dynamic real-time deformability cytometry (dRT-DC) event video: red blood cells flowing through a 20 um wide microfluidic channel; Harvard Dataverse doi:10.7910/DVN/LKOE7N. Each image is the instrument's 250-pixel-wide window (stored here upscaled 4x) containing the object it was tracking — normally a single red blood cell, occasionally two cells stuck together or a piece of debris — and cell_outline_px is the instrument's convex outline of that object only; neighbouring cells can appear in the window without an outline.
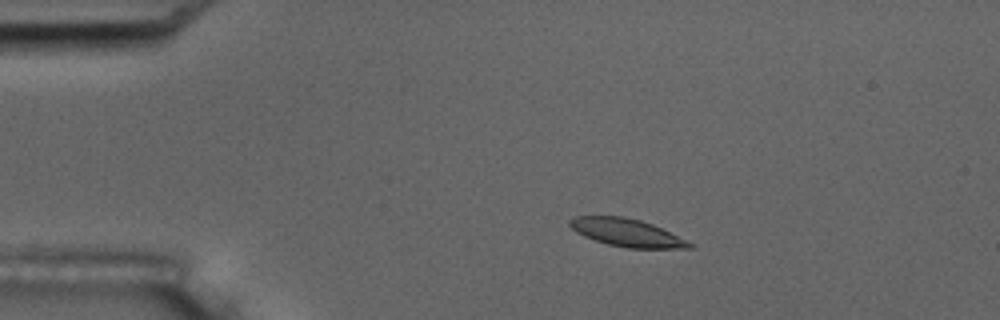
{"species": "common noctule bat (a hibernating species)", "species_latin": "Nyctalus noctula", "temperature_condition": "room temperature", "stored_images_in_passage": 8, "camera_frame_rate_fps": 3000, "um_per_image_px": 0.085, "animal": {"sex": "male", "body_mass_g": 17.5, "forearm_length_mm": 52.3}, "frame": {"image": 1, "passage_image": 3, "time_ms": 2.333, "image_size_px": [1000, 320], "cell_outline_px": [[696, 248], [628, 248], [608, 244], [584, 236], [576, 232], [568, 224], [568, 220], [576, 216], [624, 216], [640, 220], [652, 224], [692, 244]], "centroid_in_image_um": [53.22, 19.76], "position_along_channel_um": 31.8, "area_um2": 19.02}}
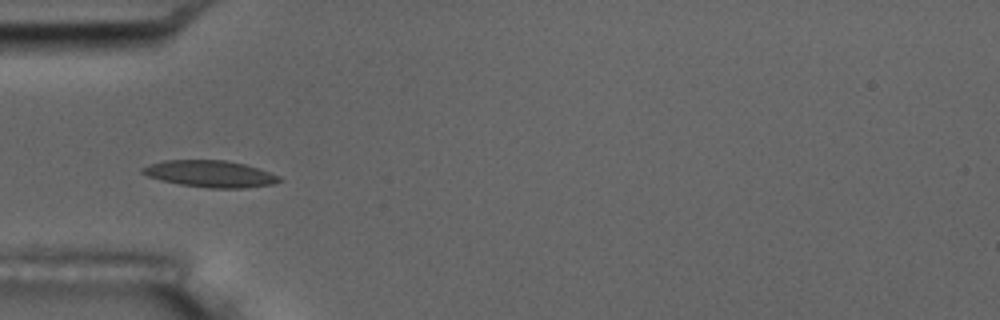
{"frame": {"image": 2, "passage_image": 5, "time_ms": 4.667, "image_size_px": [1000, 320], "cell_outline_px": [[284, 180], [272, 184], [244, 188], [208, 188], [180, 184], [160, 180], [148, 176], [140, 172], [140, 168], [148, 164], [164, 160], [224, 160], [244, 164], [280, 176]], "centroid_in_image_um": [17.83, 14.77], "position_along_channel_um": 67.2, "area_um2": 21.27}}
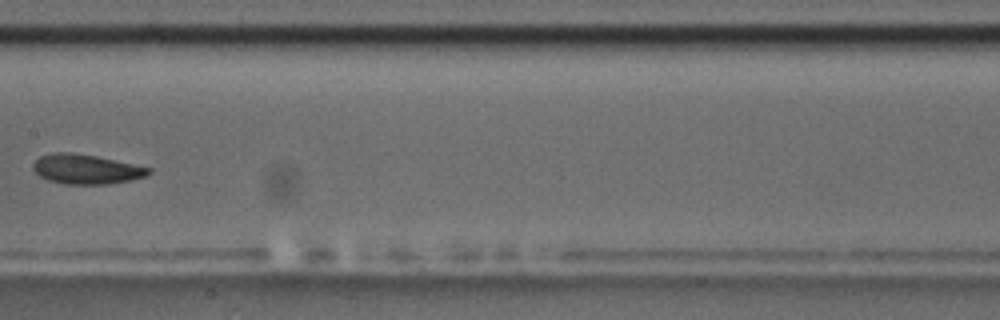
{"frame": {"image": 3, "passage_image": 8, "time_ms": 8.333, "image_size_px": [1000, 320], "cell_outline_px": [[152, 172], [148, 176], [132, 180], [108, 184], [64, 184], [48, 180], [40, 176], [32, 168], [32, 164], [40, 156], [52, 152], [72, 152], [96, 156], [152, 168]], "centroid_in_image_um": [7.34, 14.38], "position_along_channel_um": 200.1, "area_um2": 20.11}}